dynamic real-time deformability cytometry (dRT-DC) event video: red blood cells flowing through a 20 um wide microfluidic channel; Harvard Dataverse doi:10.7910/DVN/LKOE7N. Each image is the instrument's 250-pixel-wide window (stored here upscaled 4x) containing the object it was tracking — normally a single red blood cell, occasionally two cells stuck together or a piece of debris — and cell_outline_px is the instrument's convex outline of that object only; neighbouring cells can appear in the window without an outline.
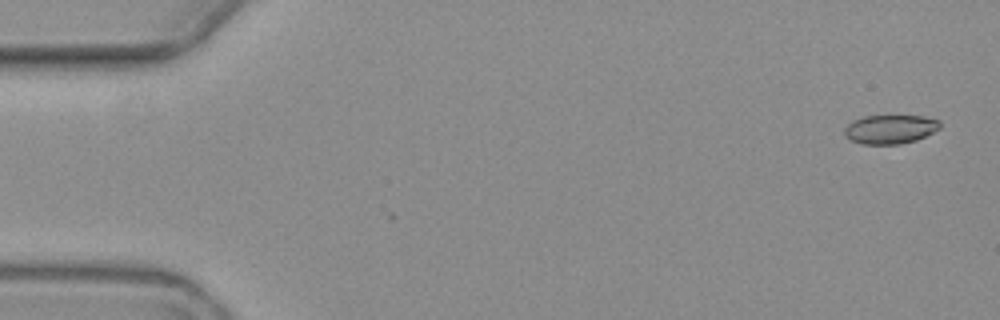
{"species": "common noctule bat (a hibernating species)", "species_latin": "Nyctalus noctula", "temperature_condition": "warm", "stored_images_in_passage": 5, "camera_frame_rate_fps": 3000, "um_per_image_px": 0.085, "animal": {"sex": "female", "body_mass_g": 19.3, "forearm_length_mm": 54.1}, "frame": {"image": 1, "passage_image": 1, "time_ms": 0.0, "image_size_px": [1000, 320], "cell_outline_px": [[940, 128], [916, 140], [900, 144], [860, 144], [844, 136], [844, 128], [852, 120], [864, 116], [924, 116], [940, 120]], "centroid_in_image_um": [75.64, 10.98], "position_along_channel_um": 9.4, "area_um2": 16.13}}
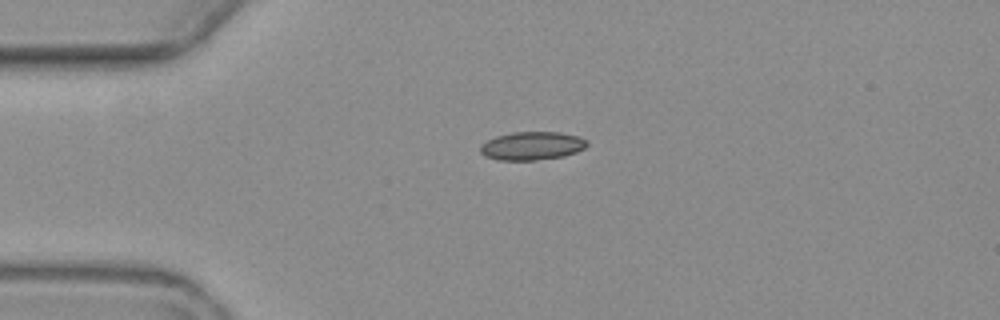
{"frame": {"image": 2, "passage_image": 4, "time_ms": 4.0, "image_size_px": [1000, 320], "cell_outline_px": [[588, 144], [584, 148], [576, 152], [564, 156], [536, 160], [500, 160], [484, 156], [480, 152], [480, 144], [496, 136], [512, 132], [560, 132], [580, 136], [588, 140]], "centroid_in_image_um": [45.23, 12.39], "position_along_channel_um": 39.8, "area_um2": 17.74}}